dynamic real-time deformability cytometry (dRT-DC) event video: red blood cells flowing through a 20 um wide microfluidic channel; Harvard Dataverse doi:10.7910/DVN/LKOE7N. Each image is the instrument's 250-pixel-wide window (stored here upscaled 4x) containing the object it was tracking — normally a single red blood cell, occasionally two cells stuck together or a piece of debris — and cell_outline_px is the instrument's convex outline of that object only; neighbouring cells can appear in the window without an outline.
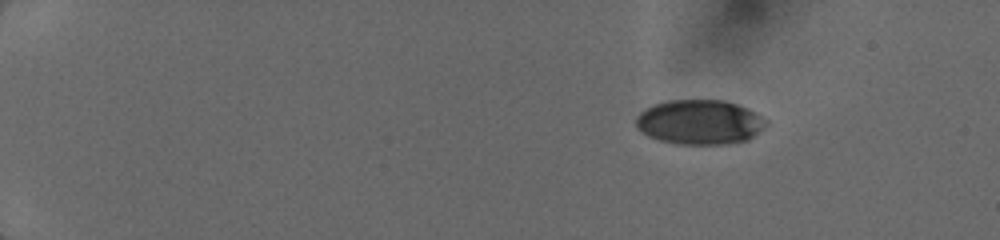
{"species": "human", "species_latin": "Homo sapiens", "temperature_condition": "cold", "stored_images_in_passage": 16, "camera_frame_rate_fps": 3000, "um_per_image_px": 0.085, "donor": {"sex": "female"}, "frame": {"image": 1, "passage_image": 2, "time_ms": 1.0, "image_size_px": [1000, 240], "cell_outline_px": [[768, 124], [764, 128], [748, 140], [728, 144], [676, 144], [660, 140], [648, 136], [636, 124], [636, 116], [644, 108], [652, 104], [664, 100], [724, 100], [748, 108], [756, 112], [768, 120]], "centroid_in_image_um": [59.49, 10.37], "position_along_channel_um": 25.5, "area_um2": 34.16}}
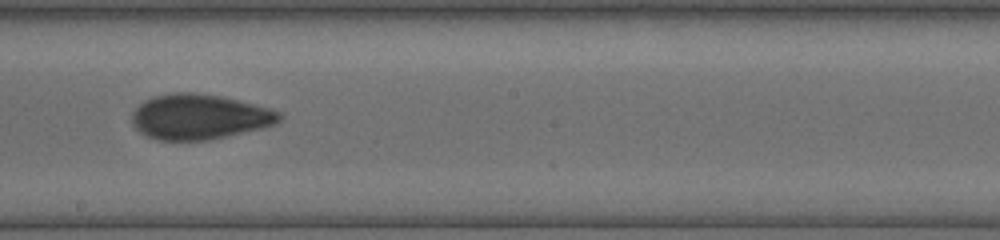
{"frame": {"image": 2, "passage_image": 10, "time_ms": 9.0, "image_size_px": [1000, 240], "cell_outline_px": [[280, 120], [272, 124], [260, 128], [208, 140], [156, 140], [140, 132], [132, 124], [132, 112], [144, 100], [156, 96], [172, 92], [192, 92], [220, 96], [268, 108], [280, 112]], "centroid_in_image_um": [16.88, 9.92], "position_along_channel_um": 231.3, "area_um2": 38.26}}
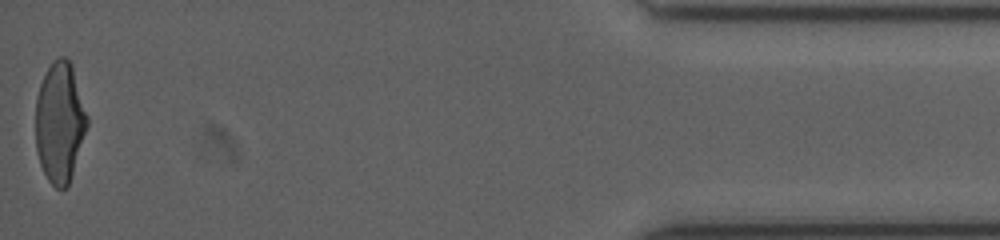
{"frame": {"image": 3, "passage_image": 16, "time_ms": 15.333, "image_size_px": [1000, 240], "cell_outline_px": [[88, 124], [68, 184], [64, 188], [56, 188], [48, 180], [40, 164], [36, 152], [36, 96], [40, 84], [52, 60], [60, 56], [64, 56], [72, 64], [88, 116]], "centroid_in_image_um": [5.07, 10.35], "position_along_channel_um": 430.1, "area_um2": 35.95}}